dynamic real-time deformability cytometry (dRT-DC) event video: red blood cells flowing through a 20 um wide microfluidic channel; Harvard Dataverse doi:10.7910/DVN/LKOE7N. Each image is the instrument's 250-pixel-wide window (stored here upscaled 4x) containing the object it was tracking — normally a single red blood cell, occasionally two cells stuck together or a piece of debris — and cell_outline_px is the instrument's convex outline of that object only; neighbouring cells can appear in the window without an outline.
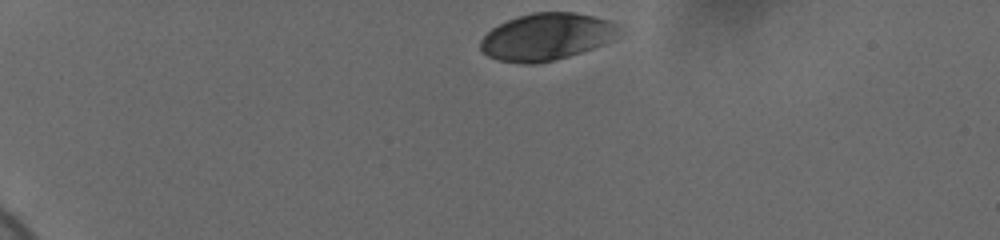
{"species": "human", "species_latin": "Homo sapiens", "temperature_condition": "cold", "stored_images_in_passage": 38, "camera_frame_rate_fps": 3000, "um_per_image_px": 0.085, "donor": {"sex": "female"}, "frame": {"image": 1, "passage_image": 1, "time_ms": 0.0, "image_size_px": [1000, 240], "cell_outline_px": [[616, 24], [612, 32], [604, 44], [556, 60], [536, 64], [524, 64], [496, 60], [488, 56], [480, 48], [480, 40], [492, 28], [508, 20], [532, 12], [572, 12], [592, 16], [608, 20]], "centroid_in_image_um": [46.33, 3.14], "position_along_channel_um": 38.7, "area_um2": 37.11}}
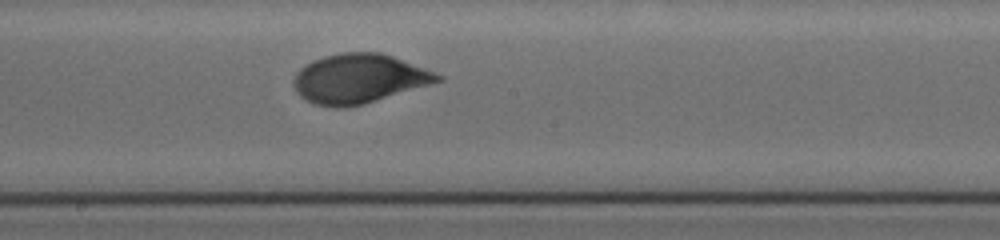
{"frame": {"image": 2, "passage_image": 22, "time_ms": 7.0, "image_size_px": [1000, 240], "cell_outline_px": [[444, 80], [364, 104], [344, 108], [336, 108], [312, 104], [300, 96], [296, 92], [292, 84], [292, 80], [296, 72], [300, 68], [312, 60], [324, 56], [344, 52], [380, 52], [392, 56], [424, 68], [444, 76]], "centroid_in_image_um": [30.47, 6.7], "position_along_channel_um": 217.7, "area_um2": 41.5}}
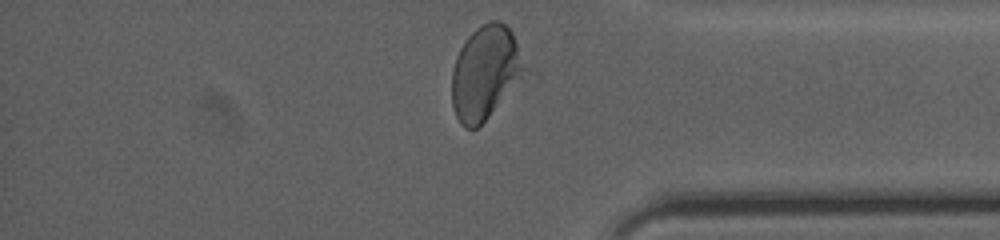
{"frame": {"image": 3, "passage_image": 37, "time_ms": 12.0, "image_size_px": [1000, 240], "cell_outline_px": [[528, 68], [488, 116], [476, 128], [464, 128], [460, 124], [456, 116], [452, 104], [452, 68], [456, 56], [460, 48], [468, 36], [476, 28], [488, 20], [500, 20], [512, 32]], "centroid_in_image_um": [41.22, 6.13], "position_along_channel_um": 394.0, "area_um2": 39.13}, "authors_computed_cell_mechanics": {"area_um2": 40.4022, "velocity_mm_per_s": 3.6649, "shape_relaxation_time_tau1_ms": 3.7183, "shape_relaxation_time_tau2_ms": null, "deformation_change_tau1": 0.1402, "deformation_change_tau2": null}}